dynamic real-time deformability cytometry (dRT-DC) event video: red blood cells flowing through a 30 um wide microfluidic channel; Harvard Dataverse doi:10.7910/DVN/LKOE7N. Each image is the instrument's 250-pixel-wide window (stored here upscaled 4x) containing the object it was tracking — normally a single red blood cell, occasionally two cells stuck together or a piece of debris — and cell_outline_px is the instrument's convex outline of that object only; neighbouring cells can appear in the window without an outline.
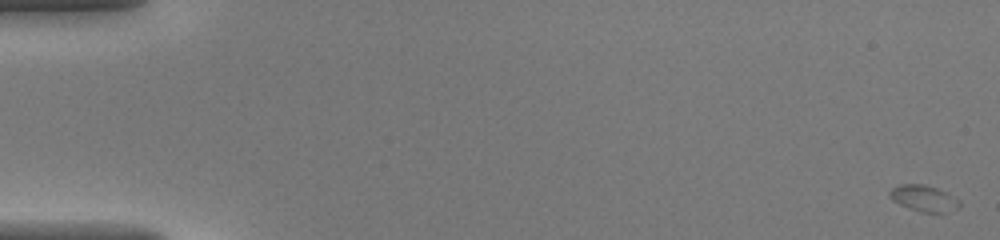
{"species": "common noctule bat (a hibernating species)", "species_latin": "Nyctalus noctula", "temperature_condition": "warm", "stored_images_in_passage": 49, "camera_frame_rate_fps": 3000, "um_per_image_px": 0.085, "animal": {"sex": "female", "body_mass_g": 20.0, "forearm_length_mm": 54.0}, "frame": {"image": 1, "passage_image": 1, "time_ms": 0.0, "image_size_px": [1000, 240], "cell_outline_px": [[960, 204], [956, 208], [944, 212], [920, 212], [900, 204], [892, 200], [888, 196], [888, 192], [892, 188], [900, 184], [924, 184], [936, 188], [960, 200]], "centroid_in_image_um": [78.47, 16.84], "position_along_channel_um": 6.5, "area_um2": 10.46}}
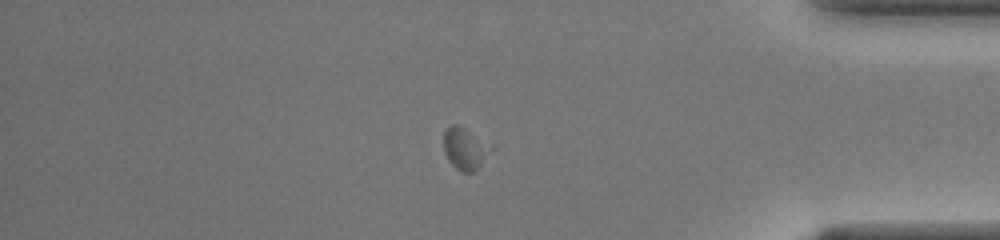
{"frame": {"image": 2, "passage_image": 42, "time_ms": 13.667, "image_size_px": [1000, 240], "cell_outline_px": [[496, 148], [472, 172], [460, 172], [448, 160], [444, 152], [444, 132], [452, 124], [456, 124], [464, 128], [492, 144]], "centroid_in_image_um": [39.56, 12.63], "position_along_channel_um": 395.6, "area_um2": 11.56}}
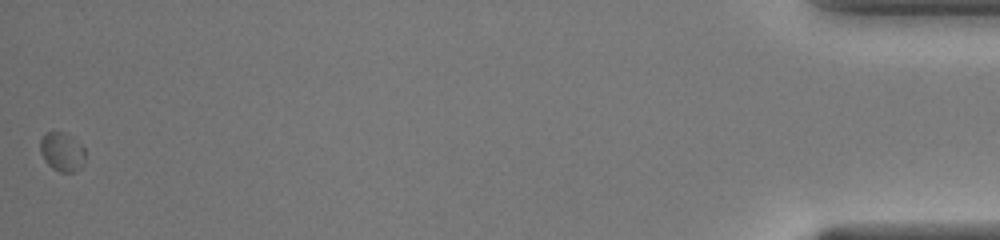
{"frame": {"image": 3, "passage_image": 49, "time_ms": 16.0, "image_size_px": [1000, 240], "cell_outline_px": [[84, 164], [76, 172], [60, 172], [52, 168], [44, 160], [40, 152], [40, 136], [44, 132], [64, 132], [72, 136], [84, 148]], "centroid_in_image_um": [5.25, 12.89], "position_along_channel_um": 429.9, "area_um2": 10.4}}